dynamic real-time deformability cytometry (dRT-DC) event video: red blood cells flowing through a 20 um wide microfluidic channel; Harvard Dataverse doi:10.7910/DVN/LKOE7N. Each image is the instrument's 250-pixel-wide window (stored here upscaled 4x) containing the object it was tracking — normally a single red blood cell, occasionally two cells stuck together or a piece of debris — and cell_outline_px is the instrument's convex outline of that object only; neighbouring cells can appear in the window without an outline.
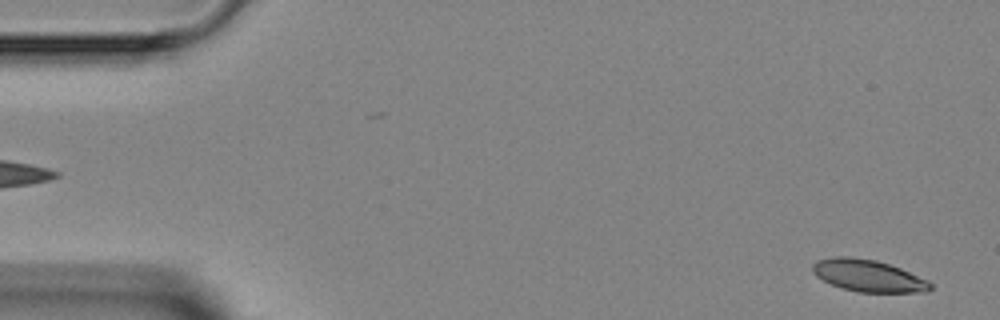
{"species": "Egyptian fruit bat (a non-hibernating species)", "species_latin": "Rousettus aegyptiacus", "temperature_condition": "room temperature", "stored_images_in_passage": 4, "segment_of_instrument_passage": [2, 2], "camera_frame_rate_fps": 3000, "um_per_image_px": 0.085, "animal": {"sex": "female"}, "frame": {"image": 1, "passage_image": 4, "time_ms": 4.667, "image_size_px": [1000, 320], "cell_outline_px": [[932, 288], [928, 292], [860, 292], [840, 288], [816, 276], [812, 272], [812, 264], [816, 260], [836, 256], [848, 256], [876, 260], [900, 268], [928, 280], [932, 284]], "centroid_in_image_um": [73.79, 23.43], "position_along_channel_um": 11.2, "area_um2": 21.96}}